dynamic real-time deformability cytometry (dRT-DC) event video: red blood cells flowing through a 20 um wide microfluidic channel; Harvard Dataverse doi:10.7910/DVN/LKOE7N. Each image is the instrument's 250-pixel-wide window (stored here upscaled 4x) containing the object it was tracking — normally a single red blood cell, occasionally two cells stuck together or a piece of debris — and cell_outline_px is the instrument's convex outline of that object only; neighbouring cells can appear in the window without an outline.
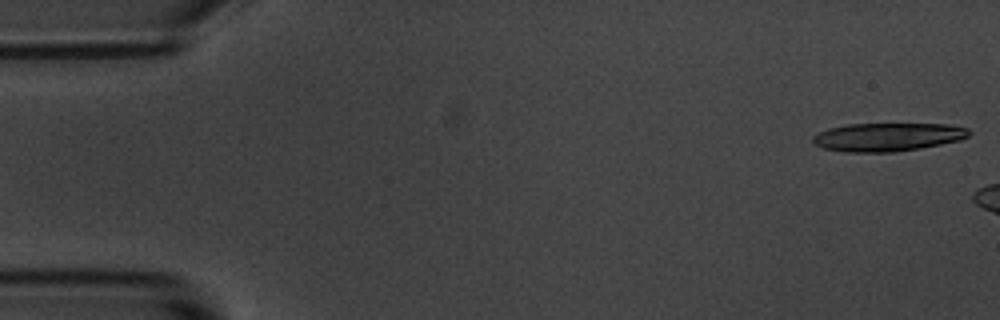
{"species": "common noctule bat (a hibernating species)", "species_latin": "Nyctalus noctula", "temperature_condition": "room temperature", "stored_images_in_passage": 3, "camera_frame_rate_fps": 3000, "um_per_image_px": 0.085, "animal": {"sex": "male", "body_mass_g": 20.1, "forearm_length_mm": 53.5}, "frame": {"image": 1, "passage_image": 1, "time_ms": 0.0, "image_size_px": [1000, 320], "cell_outline_px": [[972, 132], [968, 136], [960, 140], [920, 148], [896, 152], [844, 152], [824, 148], [816, 144], [812, 140], [812, 136], [828, 128], [848, 124], [952, 124], [968, 128]], "centroid_in_image_um": [75.48, 11.64], "position_along_channel_um": 9.5, "area_um2": 25.84}}